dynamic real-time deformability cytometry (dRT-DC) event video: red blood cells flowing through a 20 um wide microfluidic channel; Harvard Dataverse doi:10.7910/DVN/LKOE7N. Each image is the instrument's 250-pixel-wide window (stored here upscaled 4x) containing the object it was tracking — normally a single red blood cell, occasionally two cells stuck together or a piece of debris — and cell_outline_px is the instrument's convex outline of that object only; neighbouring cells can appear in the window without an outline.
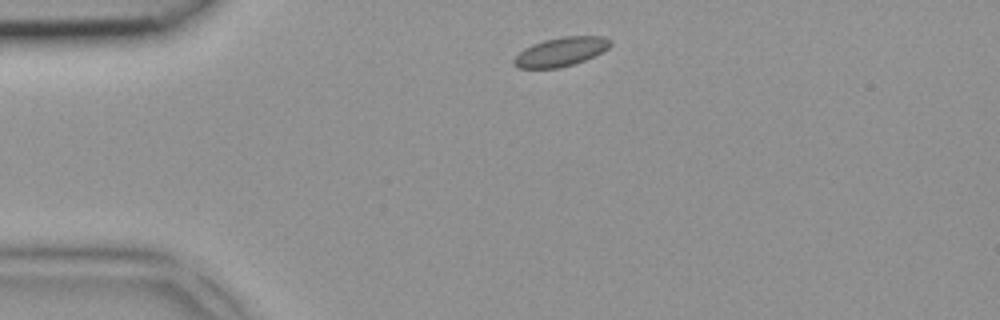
{"species": "common noctule bat (a hibernating species)", "species_latin": "Nyctalus noctula", "temperature_condition": "room temperature", "stored_images_in_passage": 3, "camera_frame_rate_fps": 3000, "um_per_image_px": 0.085, "animal": {"sex": "female", "body_mass_g": 18.4}, "frame": {"image": 1, "passage_image": 1, "time_ms": 0.0, "image_size_px": [1000, 320], "cell_outline_px": [[612, 44], [608, 48], [596, 56], [560, 68], [516, 68], [512, 64], [512, 60], [524, 48], [532, 44], [544, 40], [564, 36], [604, 36], [612, 40]], "centroid_in_image_um": [47.68, 4.4], "position_along_channel_um": 37.3, "area_um2": 16.42}}